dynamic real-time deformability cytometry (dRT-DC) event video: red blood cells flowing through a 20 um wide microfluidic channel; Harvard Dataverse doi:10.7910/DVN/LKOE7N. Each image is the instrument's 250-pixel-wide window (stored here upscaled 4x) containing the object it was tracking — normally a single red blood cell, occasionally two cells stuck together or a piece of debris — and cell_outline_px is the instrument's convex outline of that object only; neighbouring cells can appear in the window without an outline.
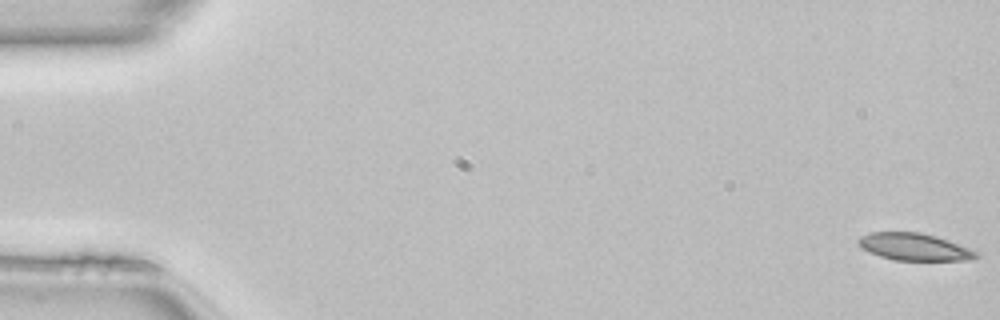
{"species": "common noctule bat (a hibernating species)", "species_latin": "Nyctalus noctula", "temperature_condition": "room temperature", "stored_images_in_passage": 50, "camera_frame_rate_fps": 3000, "um_per_image_px": 0.085, "animal": {"sex": "female", "body_mass_g": 22.7, "forearm_length_mm": 54.2}, "frame": {"image": 1, "passage_image": 1, "time_ms": 0.0, "image_size_px": [1000, 320], "cell_outline_px": [[980, 256], [972, 260], [896, 260], [880, 256], [868, 252], [860, 248], [856, 240], [860, 236], [868, 232], [920, 232], [936, 236], [948, 240], [980, 252]], "centroid_in_image_um": [77.71, 20.98], "position_along_channel_um": 7.3, "area_um2": 18.9}}
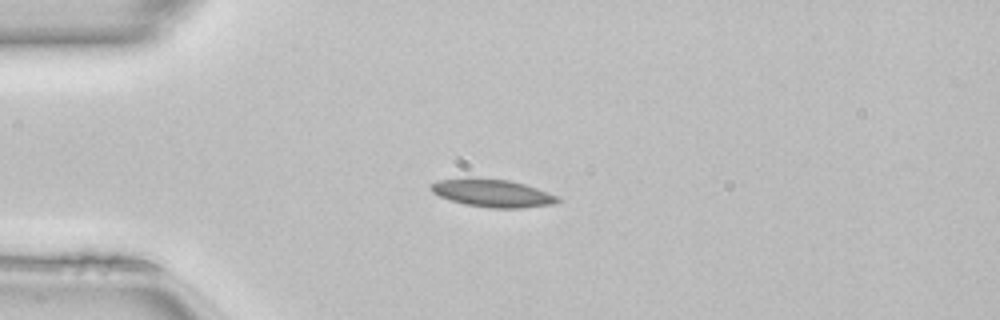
{"frame": {"image": 2, "passage_image": 13, "time_ms": 4.0, "image_size_px": [1000, 320], "cell_outline_px": [[564, 200], [556, 204], [524, 208], [488, 208], [464, 204], [440, 196], [432, 192], [428, 188], [432, 184], [440, 180], [468, 176], [476, 176], [508, 180], [524, 184], [548, 192]], "centroid_in_image_um": [41.87, 16.4], "position_along_channel_um": 43.1, "area_um2": 20.98}}
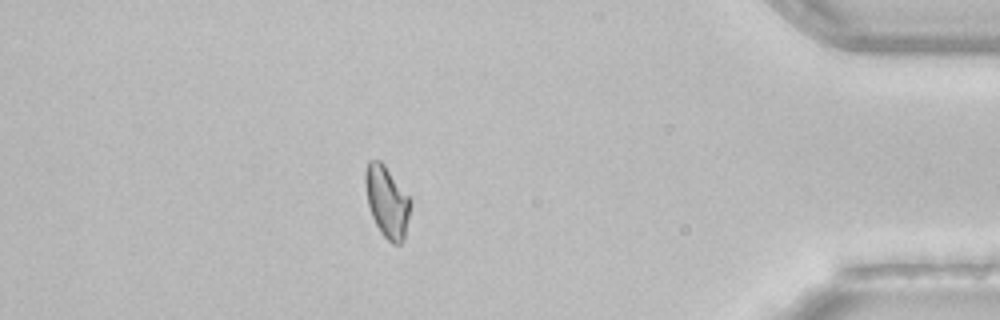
{"frame": {"image": 3, "passage_image": 44, "time_ms": 14.333, "image_size_px": [1000, 320], "cell_outline_px": [[412, 200], [404, 240], [400, 244], [392, 244], [380, 232], [372, 216], [368, 204], [364, 184], [364, 172], [368, 160], [380, 160], [384, 164]], "centroid_in_image_um": [32.89, 17.13], "position_along_channel_um": 402.3, "area_um2": 18.9}, "authors_computed_cell_mechanics": {"area_um2": 19.1607, "velocity_mm_per_s": 4.1202, "shape_relaxation_time_tau1_ms": null, "shape_relaxation_time_tau2_ms": 5.4612, "deformation_change_tau1": null, "deformation_change_tau2": 0.1148}}